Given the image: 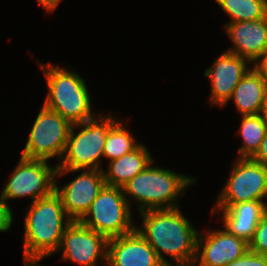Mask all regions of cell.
<instances>
[{"mask_svg": "<svg viewBox=\"0 0 267 266\" xmlns=\"http://www.w3.org/2000/svg\"><path fill=\"white\" fill-rule=\"evenodd\" d=\"M181 208L147 210L137 214L141 221H136L135 229L165 266H193L196 258L200 229L193 226Z\"/></svg>", "mask_w": 267, "mask_h": 266, "instance_id": "1", "label": "cell"}, {"mask_svg": "<svg viewBox=\"0 0 267 266\" xmlns=\"http://www.w3.org/2000/svg\"><path fill=\"white\" fill-rule=\"evenodd\" d=\"M23 221V262L40 263L57 254L65 229L72 220L65 213L60 196L53 191L27 205Z\"/></svg>", "mask_w": 267, "mask_h": 266, "instance_id": "2", "label": "cell"}, {"mask_svg": "<svg viewBox=\"0 0 267 266\" xmlns=\"http://www.w3.org/2000/svg\"><path fill=\"white\" fill-rule=\"evenodd\" d=\"M154 163L155 160L122 187L133 211V206L137 205L135 213L181 207L180 199L198 182L196 176L175 172Z\"/></svg>", "mask_w": 267, "mask_h": 266, "instance_id": "3", "label": "cell"}, {"mask_svg": "<svg viewBox=\"0 0 267 266\" xmlns=\"http://www.w3.org/2000/svg\"><path fill=\"white\" fill-rule=\"evenodd\" d=\"M35 60L48 89L42 102L45 107L56 111L71 125L86 122L100 113H96L88 83L79 72L69 66L65 68L50 61L43 63Z\"/></svg>", "mask_w": 267, "mask_h": 266, "instance_id": "4", "label": "cell"}, {"mask_svg": "<svg viewBox=\"0 0 267 266\" xmlns=\"http://www.w3.org/2000/svg\"><path fill=\"white\" fill-rule=\"evenodd\" d=\"M119 118L120 115L102 109L93 119L72 125L57 169L102 170L108 130Z\"/></svg>", "mask_w": 267, "mask_h": 266, "instance_id": "5", "label": "cell"}, {"mask_svg": "<svg viewBox=\"0 0 267 266\" xmlns=\"http://www.w3.org/2000/svg\"><path fill=\"white\" fill-rule=\"evenodd\" d=\"M134 214L121 187L104 185L79 222L110 239L135 230Z\"/></svg>", "mask_w": 267, "mask_h": 266, "instance_id": "6", "label": "cell"}, {"mask_svg": "<svg viewBox=\"0 0 267 266\" xmlns=\"http://www.w3.org/2000/svg\"><path fill=\"white\" fill-rule=\"evenodd\" d=\"M229 169L211 209H227L246 201H263L267 205V167L251 158L236 157Z\"/></svg>", "mask_w": 267, "mask_h": 266, "instance_id": "7", "label": "cell"}, {"mask_svg": "<svg viewBox=\"0 0 267 266\" xmlns=\"http://www.w3.org/2000/svg\"><path fill=\"white\" fill-rule=\"evenodd\" d=\"M42 159L20 156L3 186L0 196L11 208V200L29 198L30 203L50 195L55 189L57 165Z\"/></svg>", "mask_w": 267, "mask_h": 266, "instance_id": "8", "label": "cell"}, {"mask_svg": "<svg viewBox=\"0 0 267 266\" xmlns=\"http://www.w3.org/2000/svg\"><path fill=\"white\" fill-rule=\"evenodd\" d=\"M32 122L20 156L50 162L55 158L57 165L63 156L72 125L56 111L44 105Z\"/></svg>", "mask_w": 267, "mask_h": 266, "instance_id": "9", "label": "cell"}, {"mask_svg": "<svg viewBox=\"0 0 267 266\" xmlns=\"http://www.w3.org/2000/svg\"><path fill=\"white\" fill-rule=\"evenodd\" d=\"M75 173L78 175L70 181L62 185L57 182ZM104 185L102 170L56 169L54 191L60 196L65 213L72 221H80L84 217Z\"/></svg>", "mask_w": 267, "mask_h": 266, "instance_id": "10", "label": "cell"}, {"mask_svg": "<svg viewBox=\"0 0 267 266\" xmlns=\"http://www.w3.org/2000/svg\"><path fill=\"white\" fill-rule=\"evenodd\" d=\"M107 242L104 235L72 221L63 233L59 260L79 266H107Z\"/></svg>", "mask_w": 267, "mask_h": 266, "instance_id": "11", "label": "cell"}, {"mask_svg": "<svg viewBox=\"0 0 267 266\" xmlns=\"http://www.w3.org/2000/svg\"><path fill=\"white\" fill-rule=\"evenodd\" d=\"M211 66L206 67L204 77L210 83L207 102L213 107L222 108L231 98L233 91L243 76L251 68V63L241 56L222 51Z\"/></svg>", "mask_w": 267, "mask_h": 266, "instance_id": "12", "label": "cell"}, {"mask_svg": "<svg viewBox=\"0 0 267 266\" xmlns=\"http://www.w3.org/2000/svg\"><path fill=\"white\" fill-rule=\"evenodd\" d=\"M220 227L199 230L193 266H225L249 250V243Z\"/></svg>", "mask_w": 267, "mask_h": 266, "instance_id": "13", "label": "cell"}, {"mask_svg": "<svg viewBox=\"0 0 267 266\" xmlns=\"http://www.w3.org/2000/svg\"><path fill=\"white\" fill-rule=\"evenodd\" d=\"M107 266H165L157 253L135 229L108 239Z\"/></svg>", "mask_w": 267, "mask_h": 266, "instance_id": "14", "label": "cell"}, {"mask_svg": "<svg viewBox=\"0 0 267 266\" xmlns=\"http://www.w3.org/2000/svg\"><path fill=\"white\" fill-rule=\"evenodd\" d=\"M223 30L232 42L224 50L241 56L250 63L267 49V16L256 21L224 24Z\"/></svg>", "mask_w": 267, "mask_h": 266, "instance_id": "15", "label": "cell"}, {"mask_svg": "<svg viewBox=\"0 0 267 266\" xmlns=\"http://www.w3.org/2000/svg\"><path fill=\"white\" fill-rule=\"evenodd\" d=\"M267 213L263 201H246L232 204L227 209H211V217L219 219L230 234L249 243L261 218Z\"/></svg>", "mask_w": 267, "mask_h": 266, "instance_id": "16", "label": "cell"}, {"mask_svg": "<svg viewBox=\"0 0 267 266\" xmlns=\"http://www.w3.org/2000/svg\"><path fill=\"white\" fill-rule=\"evenodd\" d=\"M155 157L146 144L141 142L134 150L122 155L120 158L108 163V167L103 168L105 185L123 187L137 174L141 173ZM106 169V170H105Z\"/></svg>", "mask_w": 267, "mask_h": 266, "instance_id": "17", "label": "cell"}, {"mask_svg": "<svg viewBox=\"0 0 267 266\" xmlns=\"http://www.w3.org/2000/svg\"><path fill=\"white\" fill-rule=\"evenodd\" d=\"M266 96L267 82L251 67L237 84L231 98L222 108L232 102L240 116L257 115L260 113Z\"/></svg>", "mask_w": 267, "mask_h": 266, "instance_id": "18", "label": "cell"}, {"mask_svg": "<svg viewBox=\"0 0 267 266\" xmlns=\"http://www.w3.org/2000/svg\"><path fill=\"white\" fill-rule=\"evenodd\" d=\"M128 119L130 118L121 117L109 128L104 146L103 161L106 159L107 162H110L118 159L134 150L141 143L135 137L136 134L130 132Z\"/></svg>", "mask_w": 267, "mask_h": 266, "instance_id": "19", "label": "cell"}, {"mask_svg": "<svg viewBox=\"0 0 267 266\" xmlns=\"http://www.w3.org/2000/svg\"><path fill=\"white\" fill-rule=\"evenodd\" d=\"M239 128L235 135L241 139L237 150V158H251L259 149L260 143L267 133V126L257 115H241Z\"/></svg>", "mask_w": 267, "mask_h": 266, "instance_id": "20", "label": "cell"}, {"mask_svg": "<svg viewBox=\"0 0 267 266\" xmlns=\"http://www.w3.org/2000/svg\"><path fill=\"white\" fill-rule=\"evenodd\" d=\"M229 18L224 24L256 21L267 16V0H214Z\"/></svg>", "mask_w": 267, "mask_h": 266, "instance_id": "21", "label": "cell"}, {"mask_svg": "<svg viewBox=\"0 0 267 266\" xmlns=\"http://www.w3.org/2000/svg\"><path fill=\"white\" fill-rule=\"evenodd\" d=\"M249 250L267 256V213L258 223L254 235L249 242Z\"/></svg>", "mask_w": 267, "mask_h": 266, "instance_id": "22", "label": "cell"}, {"mask_svg": "<svg viewBox=\"0 0 267 266\" xmlns=\"http://www.w3.org/2000/svg\"><path fill=\"white\" fill-rule=\"evenodd\" d=\"M225 266H267V256L248 250L243 256Z\"/></svg>", "mask_w": 267, "mask_h": 266, "instance_id": "23", "label": "cell"}, {"mask_svg": "<svg viewBox=\"0 0 267 266\" xmlns=\"http://www.w3.org/2000/svg\"><path fill=\"white\" fill-rule=\"evenodd\" d=\"M14 219L13 209L0 196V233L10 232Z\"/></svg>", "mask_w": 267, "mask_h": 266, "instance_id": "24", "label": "cell"}, {"mask_svg": "<svg viewBox=\"0 0 267 266\" xmlns=\"http://www.w3.org/2000/svg\"><path fill=\"white\" fill-rule=\"evenodd\" d=\"M251 67L267 82V49L251 63Z\"/></svg>", "mask_w": 267, "mask_h": 266, "instance_id": "25", "label": "cell"}, {"mask_svg": "<svg viewBox=\"0 0 267 266\" xmlns=\"http://www.w3.org/2000/svg\"><path fill=\"white\" fill-rule=\"evenodd\" d=\"M252 160L267 167V133L264 136L257 152L251 157Z\"/></svg>", "mask_w": 267, "mask_h": 266, "instance_id": "26", "label": "cell"}, {"mask_svg": "<svg viewBox=\"0 0 267 266\" xmlns=\"http://www.w3.org/2000/svg\"><path fill=\"white\" fill-rule=\"evenodd\" d=\"M62 0H37V3L44 9L45 14L55 12Z\"/></svg>", "mask_w": 267, "mask_h": 266, "instance_id": "27", "label": "cell"}, {"mask_svg": "<svg viewBox=\"0 0 267 266\" xmlns=\"http://www.w3.org/2000/svg\"><path fill=\"white\" fill-rule=\"evenodd\" d=\"M259 115L267 126V96L261 106Z\"/></svg>", "mask_w": 267, "mask_h": 266, "instance_id": "28", "label": "cell"}, {"mask_svg": "<svg viewBox=\"0 0 267 266\" xmlns=\"http://www.w3.org/2000/svg\"><path fill=\"white\" fill-rule=\"evenodd\" d=\"M23 266H44L40 263H34V262H22Z\"/></svg>", "mask_w": 267, "mask_h": 266, "instance_id": "29", "label": "cell"}]
</instances>
